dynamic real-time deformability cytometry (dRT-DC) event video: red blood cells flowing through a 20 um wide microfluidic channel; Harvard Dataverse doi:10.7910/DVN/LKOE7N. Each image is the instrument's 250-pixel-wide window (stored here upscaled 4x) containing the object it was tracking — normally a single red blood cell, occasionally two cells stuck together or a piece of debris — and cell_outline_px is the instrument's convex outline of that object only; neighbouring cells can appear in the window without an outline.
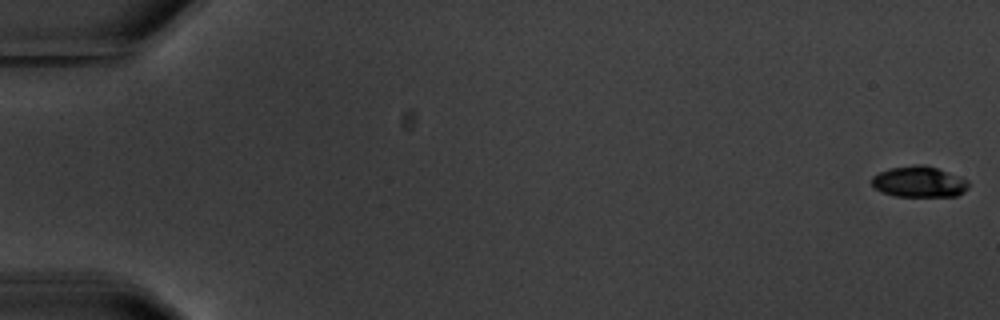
{"species": "common noctule bat (a hibernating species)", "species_latin": "Nyctalus noctula", "temperature_condition": "warm", "stored_images_in_passage": 3, "camera_frame_rate_fps": 3000, "um_per_image_px": 0.085, "animal": {"sex": "male", "body_mass_g": 20.1, "forearm_length_mm": 53.5}, "frame": {"image": 1, "passage_image": 1, "time_ms": 0.0, "image_size_px": [1000, 320], "cell_outline_px": [[968, 188], [964, 192], [956, 196], [896, 196], [880, 192], [872, 184], [872, 176], [888, 168], [912, 164], [924, 164], [960, 176], [968, 180]], "centroid_in_image_um": [78.12, 15.44], "position_along_channel_um": 6.9, "area_um2": 17.57}}